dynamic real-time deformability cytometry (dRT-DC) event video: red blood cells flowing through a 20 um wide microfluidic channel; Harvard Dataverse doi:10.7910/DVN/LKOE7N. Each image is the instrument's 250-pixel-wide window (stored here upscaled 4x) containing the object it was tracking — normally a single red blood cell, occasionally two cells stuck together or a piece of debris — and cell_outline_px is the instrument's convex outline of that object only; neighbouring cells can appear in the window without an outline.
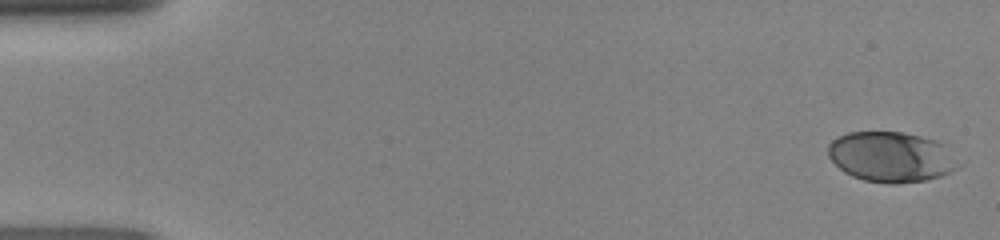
{"species": "human", "species_latin": "Homo sapiens", "temperature_condition": "room temperature", "stored_images_in_passage": 47, "camera_frame_rate_fps": 3000, "um_per_image_px": 0.085, "donor": {"sex": "female"}, "frame": {"image": 1, "passage_image": 1, "time_ms": 0.0, "image_size_px": [1000, 240], "cell_outline_px": [[956, 168], [952, 172], [940, 176], [924, 180], [896, 184], [888, 184], [864, 180], [852, 176], [844, 172], [828, 156], [828, 144], [832, 140], [848, 132], [904, 132], [936, 140], [940, 144]], "centroid_in_image_um": [75.62, 13.34], "position_along_channel_um": 9.4, "area_um2": 37.22}}
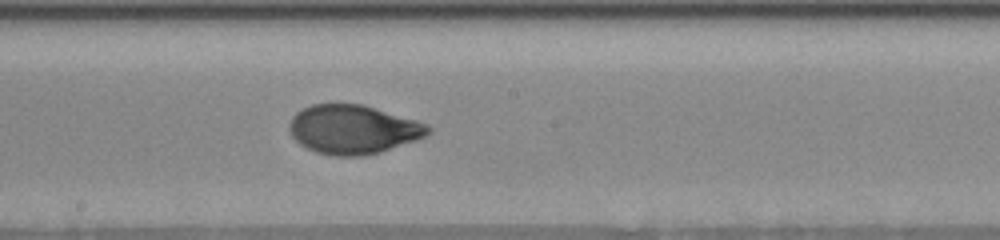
{"frame": {"image": 2, "passage_image": 26, "time_ms": 8.333, "image_size_px": [1000, 240], "cell_outline_px": [[432, 132], [428, 136], [380, 152], [364, 156], [332, 156], [316, 152], [300, 144], [292, 136], [288, 124], [292, 116], [296, 112], [312, 104], [364, 104], [416, 120], [428, 124], [432, 128]], "centroid_in_image_um": [30.04, 11.0], "position_along_channel_um": 218.2, "area_um2": 39.82}}
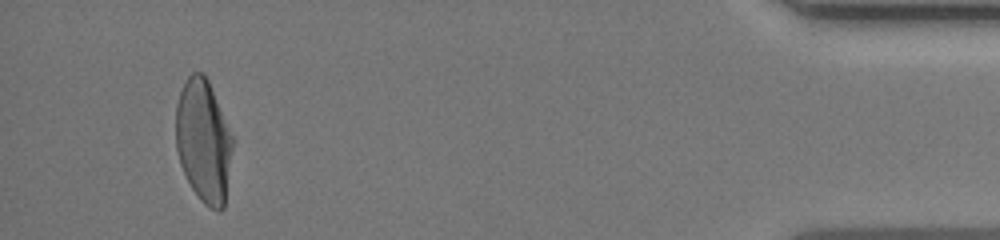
{"frame": {"image": 3, "passage_image": 45, "time_ms": 14.667, "image_size_px": [1000, 240], "cell_outline_px": [[232, 148], [224, 208], [220, 212], [204, 204], [200, 200], [192, 188], [180, 164], [176, 148], [176, 104], [180, 92], [188, 76], [192, 72], [204, 72], [208, 80], [232, 136]], "centroid_in_image_um": [17.28, 11.98], "position_along_channel_um": 417.9, "area_um2": 40.23}}